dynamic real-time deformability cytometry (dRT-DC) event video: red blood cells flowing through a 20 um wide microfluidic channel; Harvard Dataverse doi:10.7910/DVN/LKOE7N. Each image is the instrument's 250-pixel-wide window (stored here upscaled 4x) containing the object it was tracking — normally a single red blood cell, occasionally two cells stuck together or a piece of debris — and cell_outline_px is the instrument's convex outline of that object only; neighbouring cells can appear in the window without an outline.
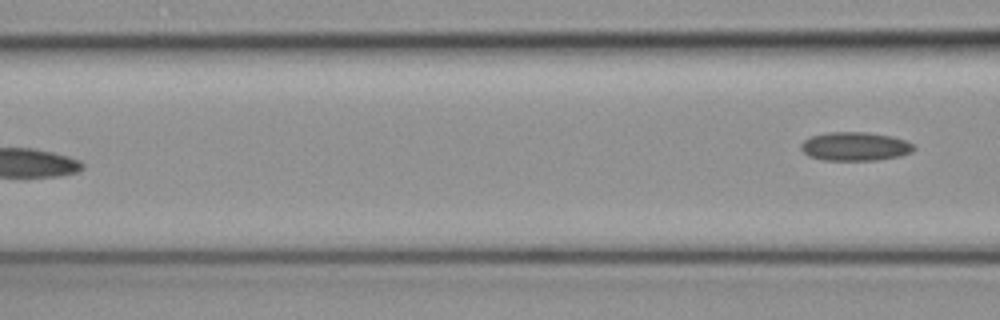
{"species": "common noctule bat (a hibernating species)", "species_latin": "Nyctalus noctula", "temperature_condition": "cold", "stored_images_in_passage": 5, "camera_frame_rate_fps": 3000, "um_per_image_px": 0.085, "animal": {"sex": "female", "body_mass_g": 19.3, "forearm_length_mm": 54.1}, "frame": {"image": 1, "passage_image": 5, "time_ms": 1.333, "image_size_px": [1000, 320], "cell_outline_px": [[916, 148], [912, 152], [900, 156], [876, 160], [824, 160], [808, 156], [800, 148], [800, 144], [804, 140], [812, 136], [828, 132], [864, 132], [892, 136], [904, 140], [912, 144]], "centroid_in_image_um": [72.67, 12.45], "position_along_channel_um": 93.9, "area_um2": 18.84}}